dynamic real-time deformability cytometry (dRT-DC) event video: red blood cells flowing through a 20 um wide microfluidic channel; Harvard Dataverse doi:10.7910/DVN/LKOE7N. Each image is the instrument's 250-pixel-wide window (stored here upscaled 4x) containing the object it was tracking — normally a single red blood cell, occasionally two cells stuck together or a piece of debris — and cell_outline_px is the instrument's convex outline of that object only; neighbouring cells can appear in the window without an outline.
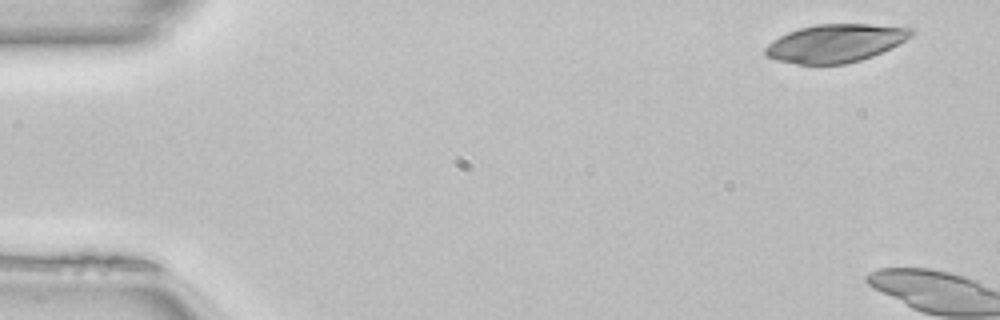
{"species": "common noctule bat (a hibernating species)", "species_latin": "Nyctalus noctula", "temperature_condition": "room temperature", "stored_images_in_passage": 9, "camera_frame_rate_fps": 3000, "um_per_image_px": 0.085, "animal": {"sex": "female", "body_mass_g": 22.7, "forearm_length_mm": 54.2}, "frame": {"image": 1, "passage_image": 1, "time_ms": 0.0, "image_size_px": [1000, 320], "cell_outline_px": [[916, 32], [912, 36], [872, 56], [860, 60], [844, 64], [796, 64], [776, 60], [764, 56], [764, 48], [772, 40], [788, 32], [800, 28], [816, 24], [868, 24], [912, 28]], "centroid_in_image_um": [70.96, 3.67], "position_along_channel_um": 14.0, "area_um2": 32.19}}